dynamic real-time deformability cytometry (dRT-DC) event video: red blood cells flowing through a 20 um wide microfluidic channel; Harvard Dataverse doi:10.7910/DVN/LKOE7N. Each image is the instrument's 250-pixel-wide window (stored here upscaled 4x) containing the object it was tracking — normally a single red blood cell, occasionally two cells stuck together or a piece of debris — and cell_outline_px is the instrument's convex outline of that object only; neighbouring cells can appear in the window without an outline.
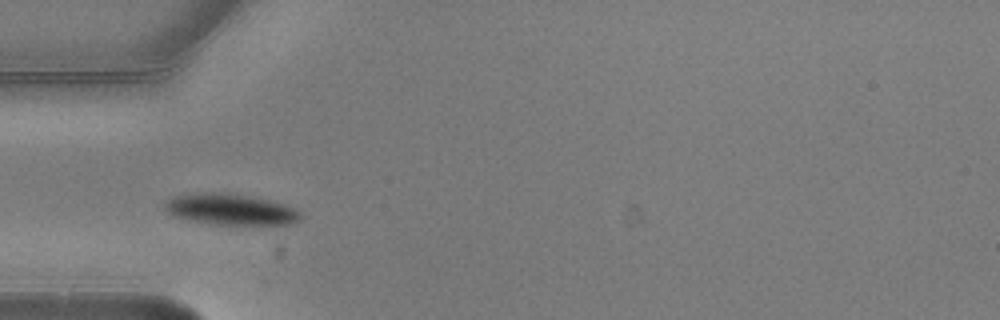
{"species": "common noctule bat (a hibernating species)", "species_latin": "Nyctalus noctula", "temperature_condition": "warm", "stored_images_in_passage": 8, "camera_frame_rate_fps": 3000, "um_per_image_px": 0.085, "animal": {"sex": "male", "body_mass_g": 20.5, "forearm_length_mm": 52.5}, "frame": {"image": 1, "passage_image": 2, "time_ms": 0.333, "image_size_px": [1000, 320], "cell_outline_px": [[300, 220], [288, 224], [208, 224], [188, 220], [172, 216], [164, 208], [164, 204], [172, 196], [192, 192], [224, 192], [248, 196], [268, 200], [284, 204], [296, 208], [300, 212]], "centroid_in_image_um": [19.53, 17.78], "position_along_channel_um": 65.5, "area_um2": 24.74}}
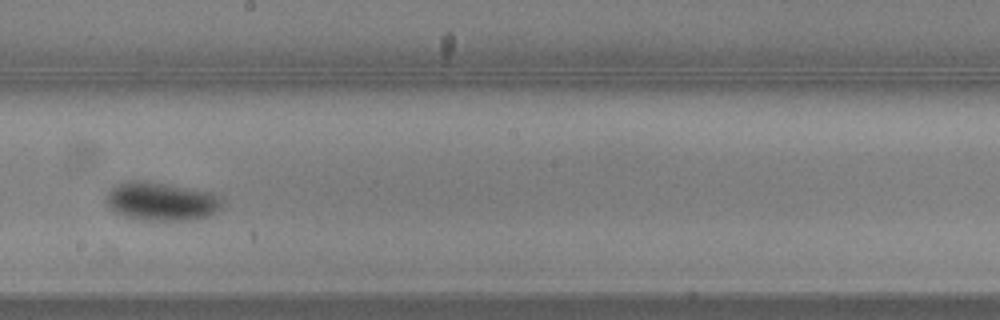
{"frame": {"image": 2, "passage_image": 6, "time_ms": 1.667, "image_size_px": [1000, 320], "cell_outline_px": [[224, 200], [220, 208], [216, 212], [208, 216], [188, 220], [140, 220], [124, 216], [112, 212], [104, 200], [104, 196], [116, 184], [128, 180], [148, 180], [212, 192], [220, 196]], "centroid_in_image_um": [13.67, 17.1], "position_along_channel_um": 234.5, "area_um2": 26.59}}
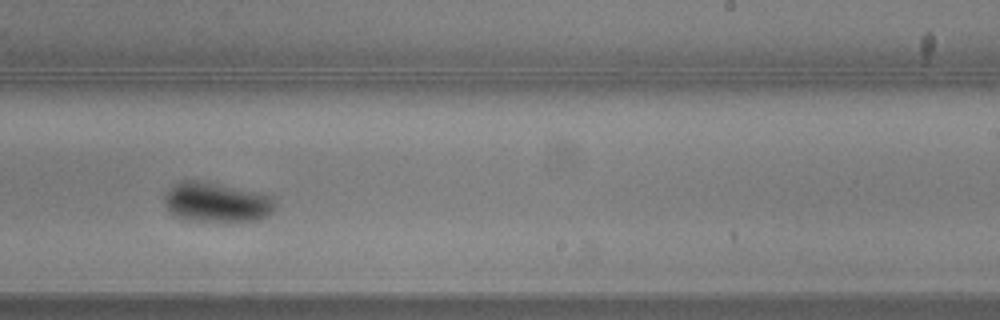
{"frame": {"image": 3, "passage_image": 7, "time_ms": 2.0, "image_size_px": [1000, 320], "cell_outline_px": [[276, 204], [272, 212], [268, 216], [256, 220], [196, 220], [180, 216], [172, 212], [164, 204], [164, 192], [172, 184], [180, 180], [196, 180], [260, 192], [272, 196]], "centroid_in_image_um": [18.41, 17.15], "position_along_channel_um": 270.6, "area_um2": 25.26}}